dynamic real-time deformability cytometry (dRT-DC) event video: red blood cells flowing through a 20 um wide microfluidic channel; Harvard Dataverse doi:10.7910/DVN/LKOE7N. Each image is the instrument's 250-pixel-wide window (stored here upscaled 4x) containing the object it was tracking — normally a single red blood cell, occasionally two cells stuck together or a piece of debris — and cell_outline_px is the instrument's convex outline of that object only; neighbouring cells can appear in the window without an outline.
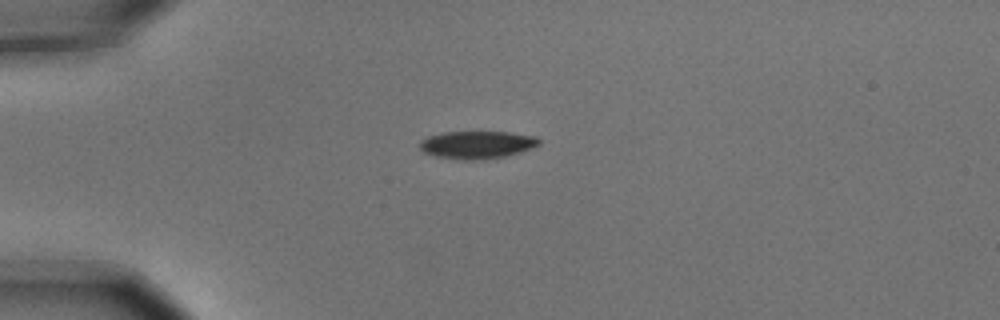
{"species": "common noctule bat (a hibernating species)", "species_latin": "Nyctalus noctula", "temperature_condition": "cold", "stored_images_in_passage": 6, "camera_frame_rate_fps": 3000, "um_per_image_px": 0.085, "animal": {"sex": "male", "body_mass_g": 15.6}, "frame": {"image": 1, "passage_image": 1, "time_ms": 0.0, "image_size_px": [1000, 320], "cell_outline_px": [[540, 144], [532, 148], [520, 152], [504, 156], [480, 160], [464, 160], [436, 156], [424, 152], [420, 148], [420, 140], [428, 136], [444, 132], [508, 132], [536, 136], [540, 140]], "centroid_in_image_um": [40.55, 12.3], "position_along_channel_um": 44.4, "area_um2": 19.19}}
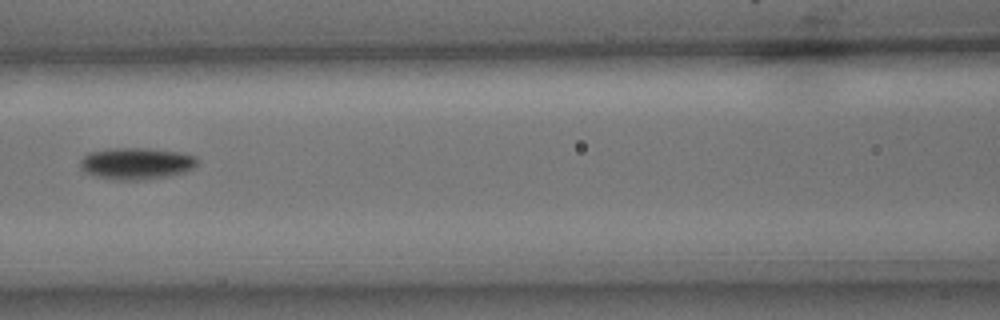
{"frame": {"image": 2, "passage_image": 4, "time_ms": 1.0, "image_size_px": [1000, 320], "cell_outline_px": [[200, 160], [196, 168], [184, 172], [168, 176], [144, 180], [116, 180], [96, 176], [84, 172], [80, 168], [80, 160], [88, 152], [112, 148], [144, 148], [180, 152], [196, 156]], "centroid_in_image_um": [11.62, 13.9], "position_along_channel_um": 155.0, "area_um2": 21.96}}
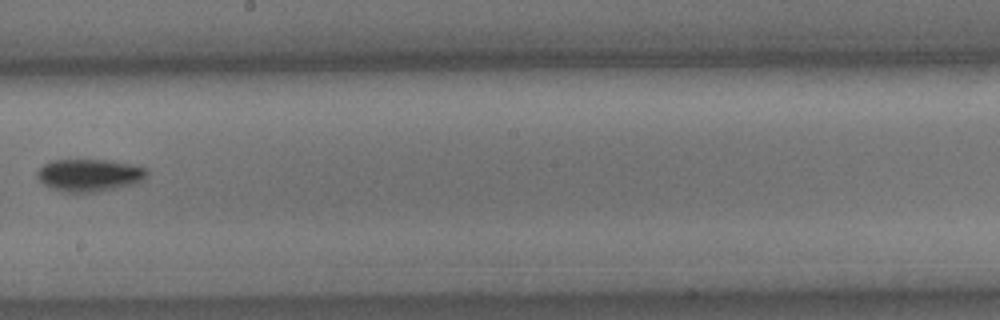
{"frame": {"image": 3, "passage_image": 6, "time_ms": 1.667, "image_size_px": [1000, 320], "cell_outline_px": [[148, 172], [140, 180], [132, 184], [116, 188], [96, 192], [64, 192], [44, 184], [36, 176], [36, 172], [44, 164], [52, 160], [108, 160], [132, 164], [148, 168]], "centroid_in_image_um": [7.58, 14.88], "position_along_channel_um": 240.6, "area_um2": 20.52}}